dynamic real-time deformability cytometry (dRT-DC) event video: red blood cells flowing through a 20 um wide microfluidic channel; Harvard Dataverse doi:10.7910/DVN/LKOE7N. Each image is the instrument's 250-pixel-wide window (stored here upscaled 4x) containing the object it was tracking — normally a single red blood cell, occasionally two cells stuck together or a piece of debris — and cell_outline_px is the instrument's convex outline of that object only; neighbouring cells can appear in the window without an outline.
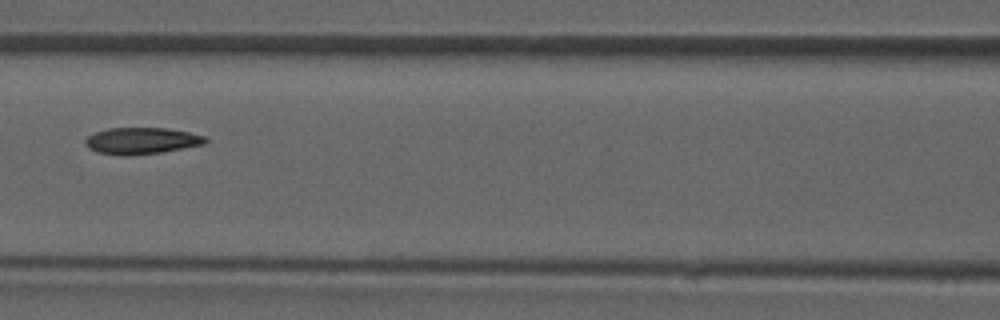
{"species": "common noctule bat (a hibernating species)", "species_latin": "Nyctalus noctula", "temperature_condition": "room temperature", "stored_images_in_passage": 49, "camera_frame_rate_fps": 3000, "um_per_image_px": 0.085, "animal": {"sex": "male", "forearm_length_mm": 52.5}, "frame": {"image": 1, "passage_image": 22, "time_ms": 7.0, "image_size_px": [1000, 320], "cell_outline_px": [[208, 140], [204, 144], [160, 152], [128, 156], [120, 156], [96, 152], [88, 148], [84, 144], [84, 140], [88, 136], [96, 132], [108, 128], [168, 128], [188, 132], [204, 136]], "centroid_in_image_um": [11.98, 11.97], "position_along_channel_um": 154.6, "area_um2": 18.61}}